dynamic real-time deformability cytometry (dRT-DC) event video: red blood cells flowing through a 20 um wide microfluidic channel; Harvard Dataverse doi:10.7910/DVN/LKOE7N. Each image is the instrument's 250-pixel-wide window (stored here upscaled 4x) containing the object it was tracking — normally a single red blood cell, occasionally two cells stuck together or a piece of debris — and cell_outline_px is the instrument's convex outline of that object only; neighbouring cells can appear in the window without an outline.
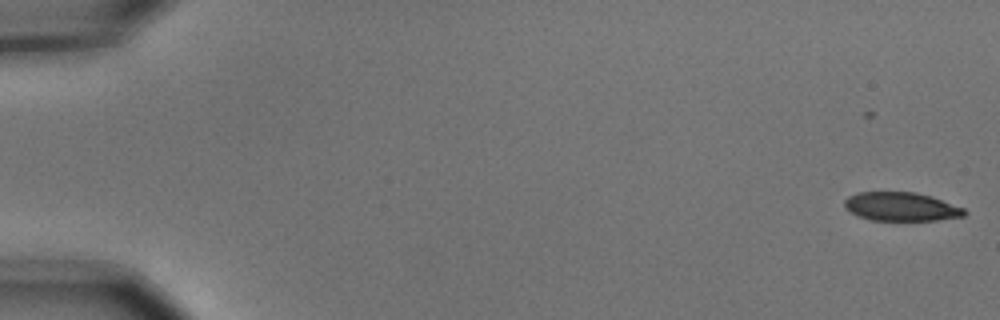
{"species": "common noctule bat (a hibernating species)", "species_latin": "Nyctalus noctula", "temperature_condition": "cold", "stored_images_in_passage": 5, "camera_frame_rate_fps": 3000, "um_per_image_px": 0.085, "animal": {"sex": "male", "body_mass_g": 15.6}, "frame": {"image": 1, "passage_image": 1, "time_ms": 0.0, "image_size_px": [1000, 320], "cell_outline_px": [[968, 212], [964, 216], [936, 220], [872, 220], [860, 216], [852, 212], [844, 204], [844, 200], [848, 196], [856, 192], [916, 192], [932, 196], [964, 208]], "centroid_in_image_um": [76.63, 17.55], "position_along_channel_um": 8.4, "area_um2": 19.94}}
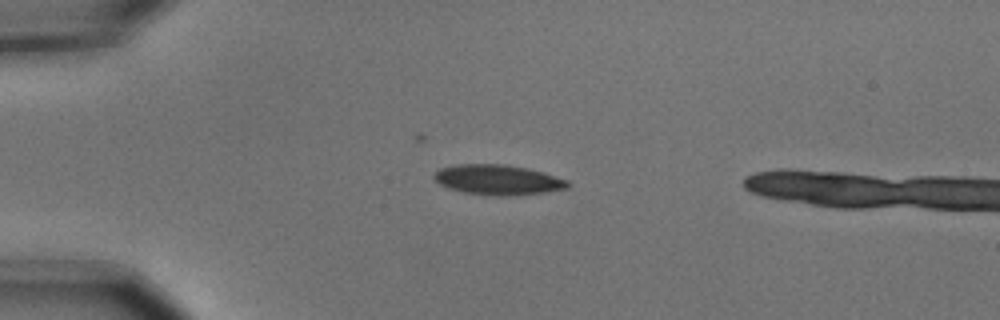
{"frame": {"image": 2, "passage_image": 4, "time_ms": 1.0, "image_size_px": [1000, 320], "cell_outline_px": [[572, 184], [568, 188], [544, 192], [504, 196], [496, 196], [464, 192], [448, 188], [440, 184], [432, 176], [440, 168], [456, 164], [504, 164], [528, 168], [568, 180]], "centroid_in_image_um": [42.32, 15.28], "position_along_channel_um": 42.7, "area_um2": 23.35}}